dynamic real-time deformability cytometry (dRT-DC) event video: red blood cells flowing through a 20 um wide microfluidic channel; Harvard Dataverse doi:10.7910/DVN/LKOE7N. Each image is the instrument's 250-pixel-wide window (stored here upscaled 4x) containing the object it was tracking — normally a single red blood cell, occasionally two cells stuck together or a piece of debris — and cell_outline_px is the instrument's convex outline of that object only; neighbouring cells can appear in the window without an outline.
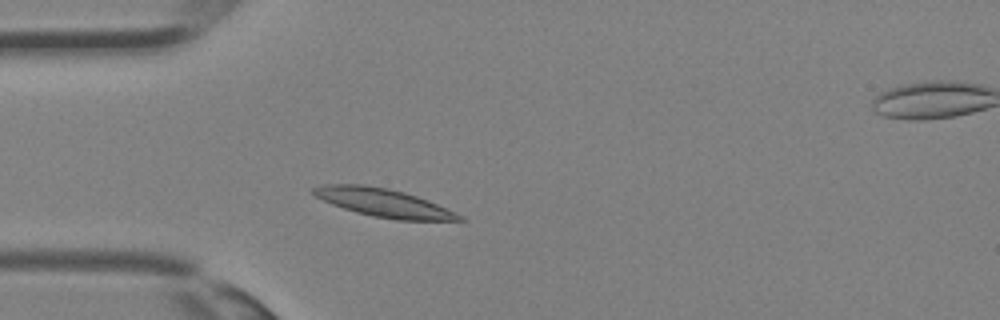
{"species": "Egyptian fruit bat (a non-hibernating species)", "species_latin": "Rousettus aegyptiacus", "temperature_condition": "room temperature", "stored_images_in_passage": 22, "camera_frame_rate_fps": 3000, "um_per_image_px": 0.085, "animal": {"sex": "female"}, "frame": {"image": 1, "passage_image": 1, "time_ms": 0.0, "image_size_px": [1000, 320], "cell_outline_px": [[468, 220], [396, 220], [372, 216], [356, 212], [332, 204], [316, 196], [312, 192], [312, 188], [324, 184], [364, 184], [388, 188], [404, 192], [428, 200], [456, 212], [464, 216]], "centroid_in_image_um": [32.63, 17.23], "position_along_channel_um": 52.4, "area_um2": 23.93}}
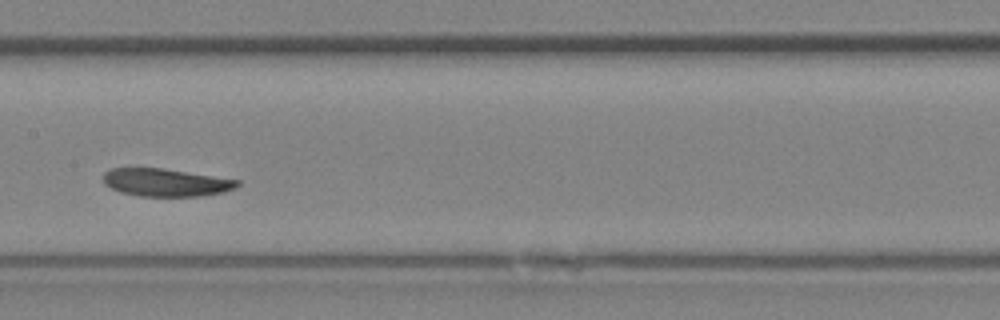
{"frame": {"image": 2, "passage_image": 9, "time_ms": 2.667, "image_size_px": [1000, 320], "cell_outline_px": [[240, 184], [236, 188], [224, 192], [200, 196], [140, 196], [120, 192], [104, 184], [104, 172], [112, 168], [164, 168], [240, 180]], "centroid_in_image_um": [14.12, 15.51], "position_along_channel_um": 193.3, "area_um2": 21.73}}
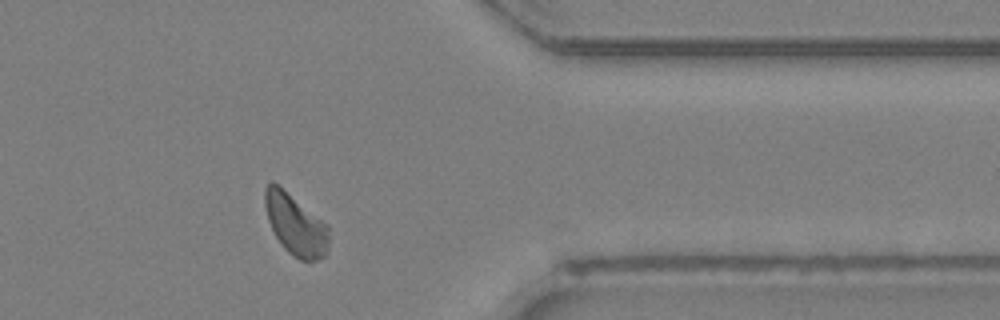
{"frame": {"image": 3, "passage_image": 20, "time_ms": 6.333, "image_size_px": [1000, 320], "cell_outline_px": [[328, 252], [324, 256], [316, 260], [300, 260], [292, 256], [280, 244], [268, 220], [264, 204], [264, 188], [272, 180], [328, 224]], "centroid_in_image_um": [25.11, 19.1], "position_along_channel_um": 386.3, "area_um2": 22.77}}